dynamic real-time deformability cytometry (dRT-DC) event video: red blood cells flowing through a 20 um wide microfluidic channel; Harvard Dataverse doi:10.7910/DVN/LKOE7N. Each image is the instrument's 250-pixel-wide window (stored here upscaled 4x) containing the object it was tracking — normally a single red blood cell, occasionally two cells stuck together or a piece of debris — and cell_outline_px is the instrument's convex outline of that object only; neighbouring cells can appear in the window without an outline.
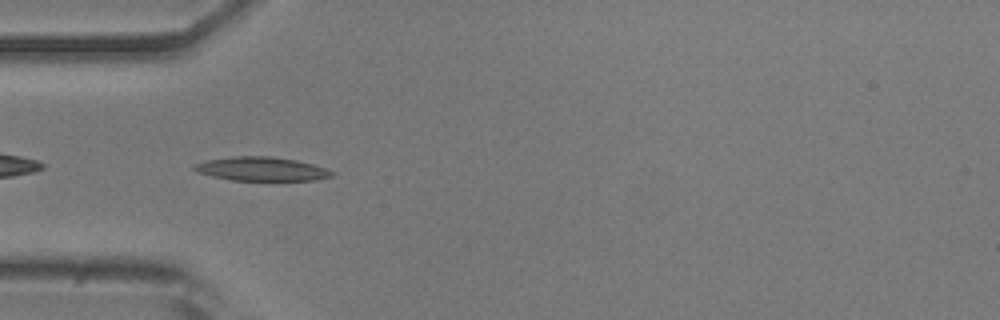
{"species": "common noctule bat (a hibernating species)", "species_latin": "Nyctalus noctula", "temperature_condition": "room temperature", "stored_images_in_passage": 37, "camera_frame_rate_fps": 3000, "um_per_image_px": 0.085, "animal": {"sex": "male", "body_mass_g": 20.5, "forearm_length_mm": 52.5}, "frame": {"image": 1, "passage_image": 2, "time_ms": 0.333, "image_size_px": [1000, 320], "cell_outline_px": [[336, 172], [332, 176], [316, 180], [232, 180], [212, 176], [196, 172], [192, 168], [196, 164], [208, 160], [232, 156], [272, 156], [296, 160], [312, 164]], "centroid_in_image_um": [22.24, 14.36], "position_along_channel_um": 62.8, "area_um2": 19.02}}
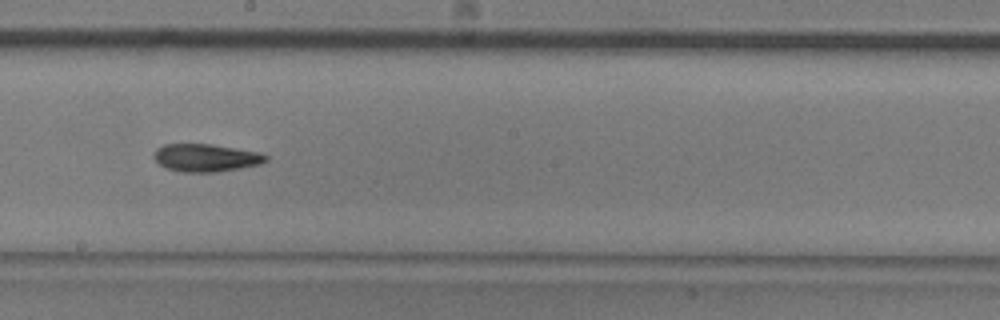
{"frame": {"image": 2, "passage_image": 15, "time_ms": 4.667, "image_size_px": [1000, 320], "cell_outline_px": [[268, 160], [260, 164], [240, 168], [216, 172], [184, 172], [168, 168], [160, 164], [152, 156], [156, 148], [164, 144], [212, 144], [260, 152], [268, 156]], "centroid_in_image_um": [17.51, 13.4], "position_along_channel_um": 230.7, "area_um2": 18.09}}
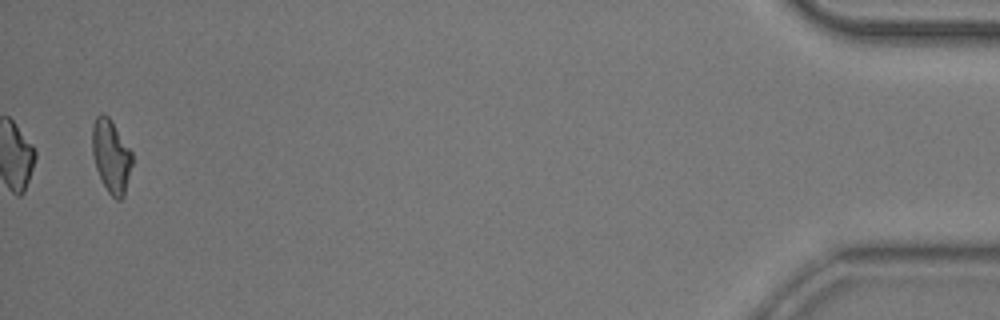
{"frame": {"image": 3, "passage_image": 37, "time_ms": 12.0, "image_size_px": [1000, 320], "cell_outline_px": [[132, 164], [124, 196], [120, 200], [116, 200], [108, 192], [96, 168], [92, 152], [92, 124], [96, 116], [100, 112], [108, 116], [132, 152]], "centroid_in_image_um": [9.44, 13.26], "position_along_channel_um": 425.8, "area_um2": 16.88}, "authors_computed_cell_mechanics": {"area_um2": 17.8024, "velocity_mm_per_s": 3.8773, "shape_relaxation_time_tau1_ms": 5.4177, "shape_relaxation_time_tau2_ms": null, "deformation_change_tau1": 0.1689, "deformation_change_tau2": null}}